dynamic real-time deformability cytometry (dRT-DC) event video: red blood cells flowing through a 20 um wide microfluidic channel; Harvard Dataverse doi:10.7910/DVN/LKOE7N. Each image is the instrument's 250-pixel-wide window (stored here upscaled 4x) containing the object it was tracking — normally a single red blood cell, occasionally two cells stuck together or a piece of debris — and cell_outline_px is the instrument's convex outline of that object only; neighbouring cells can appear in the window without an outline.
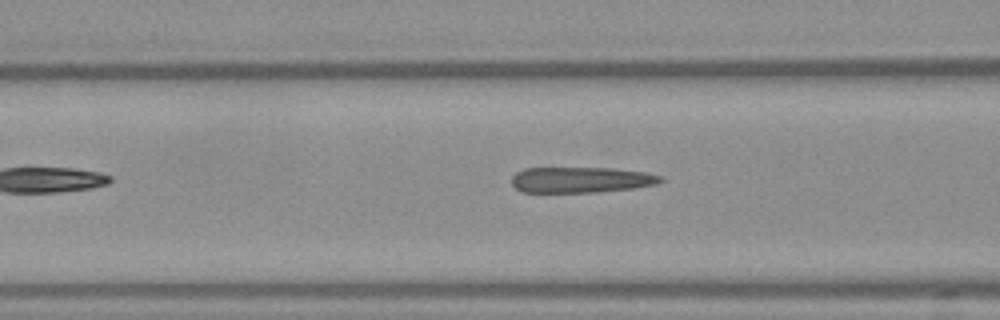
{"species": "Egyptian fruit bat (a non-hibernating species)", "species_latin": "Rousettus aegyptiacus", "temperature_condition": "warm", "stored_images_in_passage": 21, "camera_frame_rate_fps": 3000, "um_per_image_px": 0.085, "frame": {"image": 1, "passage_image": 4, "time_ms": 1.0, "image_size_px": [1000, 320], "cell_outline_px": [[664, 180], [656, 184], [632, 188], [596, 192], [524, 192], [516, 188], [512, 184], [512, 176], [516, 172], [524, 168], [612, 168], [644, 172], [664, 176]], "centroid_in_image_um": [49.39, 15.28], "position_along_channel_um": 117.2, "area_um2": 22.31}}
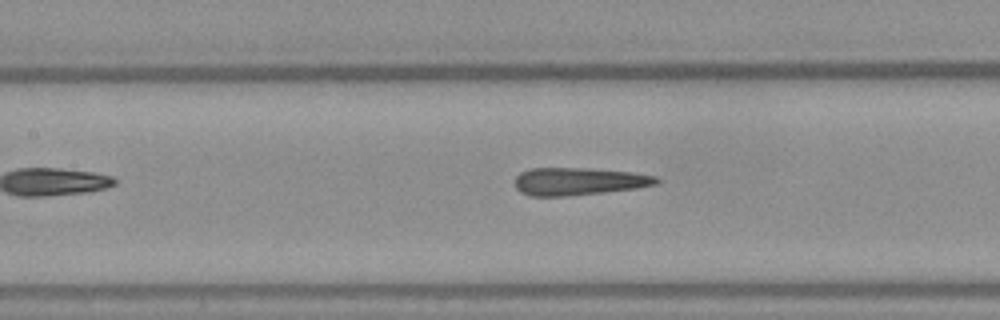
{"frame": {"image": 2, "passage_image": 7, "time_ms": 2.0, "image_size_px": [1000, 320], "cell_outline_px": [[660, 180], [656, 184], [636, 188], [604, 192], [568, 196], [528, 196], [520, 192], [516, 188], [516, 176], [520, 172], [528, 168], [592, 168], [632, 172], [656, 176]], "centroid_in_image_um": [49.16, 15.41], "position_along_channel_um": 158.2, "area_um2": 22.89}}